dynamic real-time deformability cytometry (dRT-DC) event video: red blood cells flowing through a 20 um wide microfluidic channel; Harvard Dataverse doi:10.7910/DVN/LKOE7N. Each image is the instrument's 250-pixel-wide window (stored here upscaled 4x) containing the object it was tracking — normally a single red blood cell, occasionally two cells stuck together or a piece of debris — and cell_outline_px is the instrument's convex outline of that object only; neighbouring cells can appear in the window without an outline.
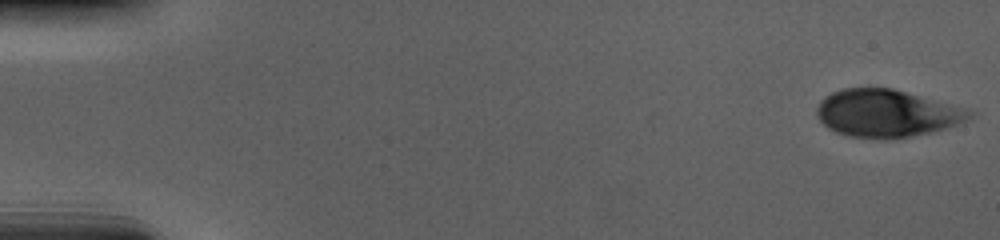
{"species": "human", "species_latin": "Homo sapiens", "temperature_condition": "cold", "stored_images_in_passage": 56, "camera_frame_rate_fps": 3000, "um_per_image_px": 0.085, "donor": {"sex": "male"}, "frame": {"image": 1, "passage_image": 1, "time_ms": 0.0, "image_size_px": [1000, 240], "cell_outline_px": [[972, 116], [968, 120], [948, 128], [932, 132], [912, 136], [884, 140], [848, 136], [836, 132], [828, 128], [816, 116], [816, 108], [820, 100], [824, 96], [832, 92], [844, 88], [892, 88], [968, 108], [972, 112]], "centroid_in_image_um": [75.37, 9.64], "position_along_channel_um": 9.6, "area_um2": 42.66}}
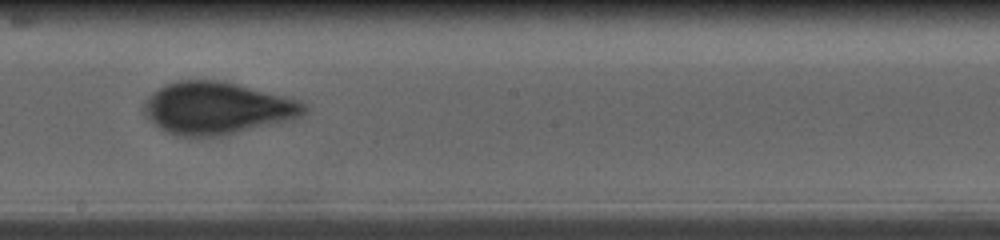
{"frame": {"image": 2, "passage_image": 32, "time_ms": 10.333, "image_size_px": [1000, 240], "cell_outline_px": [[308, 112], [292, 120], [220, 136], [176, 136], [164, 132], [144, 116], [144, 100], [152, 92], [164, 84], [180, 80], [220, 80], [300, 100], [308, 104]], "centroid_in_image_um": [18.43, 9.2], "position_along_channel_um": 229.8, "area_um2": 49.07}}
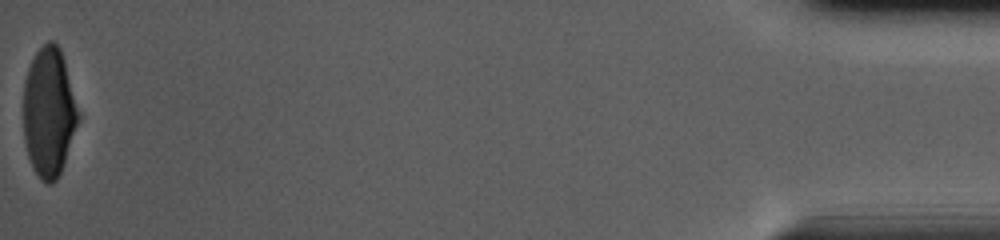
{"frame": {"image": 3, "passage_image": 56, "time_ms": 18.333, "image_size_px": [1000, 240], "cell_outline_px": [[80, 120], [64, 164], [56, 180], [52, 184], [48, 184], [40, 180], [32, 168], [28, 156], [24, 140], [24, 80], [28, 68], [36, 52], [48, 40], [52, 40], [60, 48], [64, 60], [80, 112]], "centroid_in_image_um": [4.17, 9.56], "position_along_channel_um": 431.0, "area_um2": 41.67}, "authors_computed_cell_mechanics": {"area_um2": 46.8469, "velocity_mm_per_s": 3.6861, "shape_relaxation_time_tau1_ms": 4.1427, "shape_relaxation_time_tau2_ms": null, "deformation_change_tau1": 0.1675, "deformation_change_tau2": null}}